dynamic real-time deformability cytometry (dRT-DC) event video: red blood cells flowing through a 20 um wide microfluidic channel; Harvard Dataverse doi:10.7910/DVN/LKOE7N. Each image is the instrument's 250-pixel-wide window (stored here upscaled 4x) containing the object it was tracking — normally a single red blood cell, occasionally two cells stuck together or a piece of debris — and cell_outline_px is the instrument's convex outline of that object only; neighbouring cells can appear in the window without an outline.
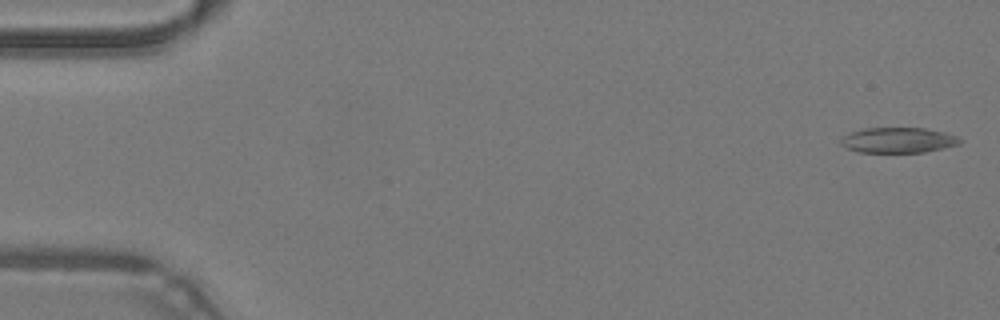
{"species": "common noctule bat (a hibernating species)", "species_latin": "Nyctalus noctula", "temperature_condition": "warm", "stored_images_in_passage": 48, "camera_frame_rate_fps": 3000, "um_per_image_px": 0.085, "animal": {"sex": "male", "body_mass_g": 19.2, "forearm_length_mm": 51.8}, "frame": {"image": 1, "passage_image": 1, "time_ms": 0.0, "image_size_px": [1000, 320], "cell_outline_px": [[964, 140], [960, 144], [944, 148], [924, 152], [860, 152], [848, 148], [840, 144], [840, 140], [844, 136], [852, 132], [864, 128], [924, 128], [944, 132], [956, 136]], "centroid_in_image_um": [76.38, 11.91], "position_along_channel_um": 8.6, "area_um2": 17.51}}
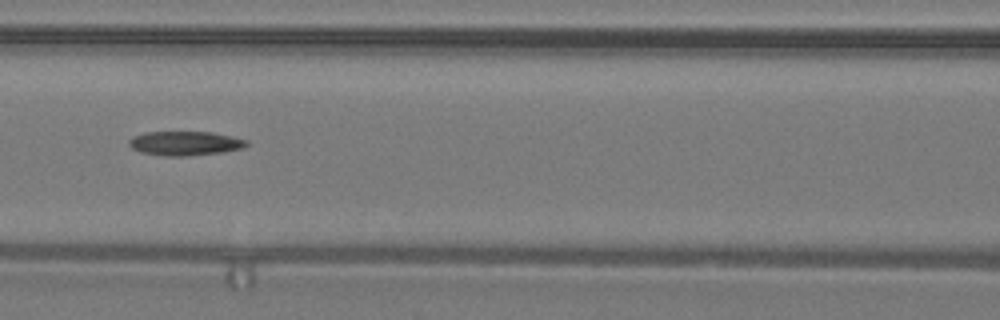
{"frame": {"image": 2, "passage_image": 21, "time_ms": 6.667, "image_size_px": [1000, 320], "cell_outline_px": [[248, 144], [244, 148], [224, 152], [184, 156], [164, 156], [140, 152], [132, 148], [128, 144], [128, 140], [132, 136], [144, 132], [212, 132], [232, 136], [248, 140]], "centroid_in_image_um": [15.73, 12.18], "position_along_channel_um": 150.9, "area_um2": 16.76}}
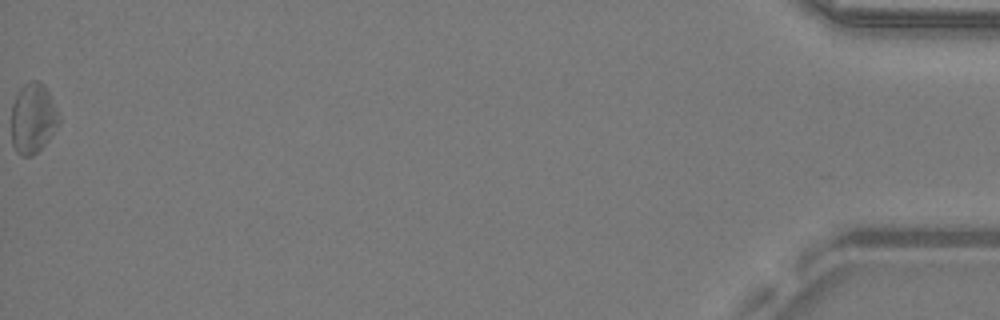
{"frame": {"image": 3, "passage_image": 48, "time_ms": 15.667, "image_size_px": [1000, 320], "cell_outline_px": [[60, 124], [48, 140], [32, 156], [20, 156], [16, 152], [12, 144], [12, 104], [20, 88], [24, 84], [32, 80], [36, 80], [44, 84], [48, 88], [60, 112]], "centroid_in_image_um": [2.84, 10.03], "position_along_channel_um": 432.4, "area_um2": 19.83}, "authors_computed_cell_mechanics": {"area_um2": 17.6001, "velocity_mm_per_s": 4.2966, "shape_relaxation_time_tau1_ms": null, "shape_relaxation_time_tau2_ms": 9.0654, "deformation_change_tau1": null, "deformation_change_tau2": 0.2599}}